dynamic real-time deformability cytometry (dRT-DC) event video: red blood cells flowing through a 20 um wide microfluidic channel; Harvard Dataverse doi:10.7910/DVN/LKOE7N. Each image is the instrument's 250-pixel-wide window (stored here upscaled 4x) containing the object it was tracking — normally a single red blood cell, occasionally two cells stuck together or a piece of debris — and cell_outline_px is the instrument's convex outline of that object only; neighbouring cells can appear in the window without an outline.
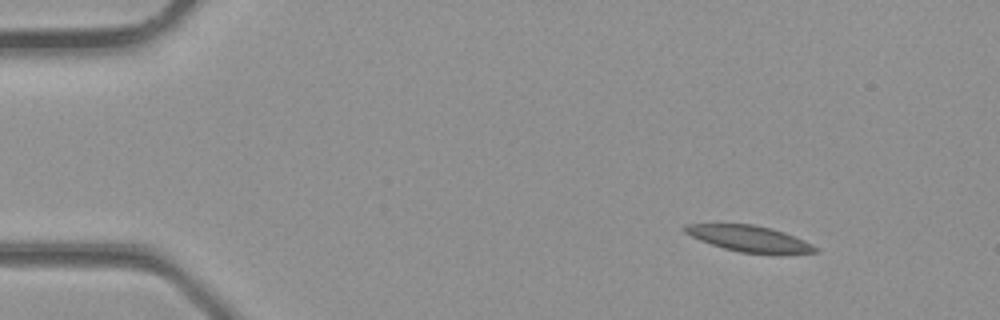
{"species": "common noctule bat (a hibernating species)", "species_latin": "Nyctalus noctula", "temperature_condition": "room temperature", "stored_images_in_passage": 5, "camera_frame_rate_fps": 3000, "um_per_image_px": 0.085, "animal": {"sex": "male", "body_mass_g": 23.1, "forearm_length_mm": 52.7}, "frame": {"image": 1, "passage_image": 1, "time_ms": 0.0, "image_size_px": [1000, 320], "cell_outline_px": [[820, 252], [740, 252], [724, 248], [700, 240], [684, 232], [680, 228], [684, 224], [752, 224], [784, 232], [804, 240], [820, 248]], "centroid_in_image_um": [63.62, 20.25], "position_along_channel_um": 21.4, "area_um2": 19.19}}